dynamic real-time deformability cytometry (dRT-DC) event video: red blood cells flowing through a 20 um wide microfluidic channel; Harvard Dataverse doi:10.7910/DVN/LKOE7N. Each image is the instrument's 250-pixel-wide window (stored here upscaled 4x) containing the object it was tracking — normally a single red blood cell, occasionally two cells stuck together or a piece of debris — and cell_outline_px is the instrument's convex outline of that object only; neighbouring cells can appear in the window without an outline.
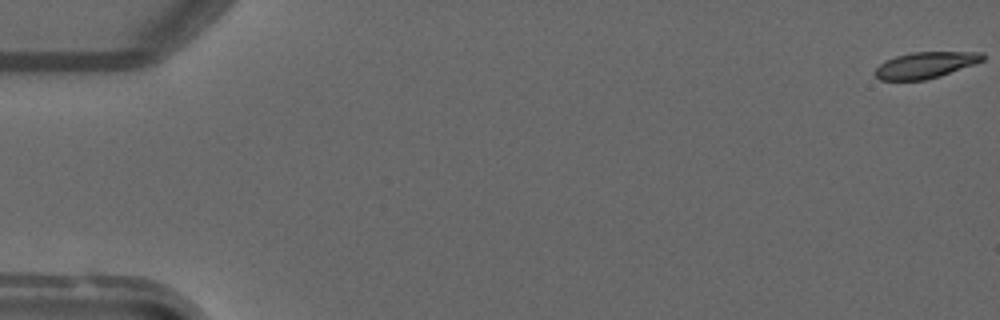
{"species": "common noctule bat (a hibernating species)", "species_latin": "Nyctalus noctula", "temperature_condition": "warm", "stored_images_in_passage": 5, "camera_frame_rate_fps": 3000, "um_per_image_px": 0.085, "animal": {"sex": "male", "forearm_length_mm": 52.5}, "frame": {"image": 1, "passage_image": 1, "time_ms": 0.0, "image_size_px": [1000, 320], "cell_outline_px": [[984, 60], [940, 76], [924, 80], [880, 80], [872, 72], [884, 60], [896, 56], [912, 52], [984, 52]], "centroid_in_image_um": [78.62, 5.53], "position_along_channel_um": 6.4, "area_um2": 16.42}}
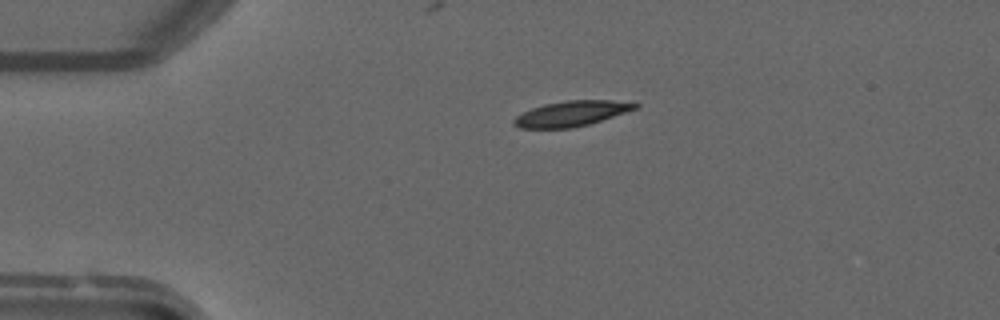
{"frame": {"image": 2, "passage_image": 3, "time_ms": 3.333, "image_size_px": [1000, 320], "cell_outline_px": [[640, 108], [588, 124], [572, 128], [520, 128], [512, 124], [512, 120], [516, 116], [532, 108], [544, 104], [568, 100], [612, 100], [640, 104]], "centroid_in_image_um": [48.58, 9.65], "position_along_channel_um": 36.4, "area_um2": 17.86}}